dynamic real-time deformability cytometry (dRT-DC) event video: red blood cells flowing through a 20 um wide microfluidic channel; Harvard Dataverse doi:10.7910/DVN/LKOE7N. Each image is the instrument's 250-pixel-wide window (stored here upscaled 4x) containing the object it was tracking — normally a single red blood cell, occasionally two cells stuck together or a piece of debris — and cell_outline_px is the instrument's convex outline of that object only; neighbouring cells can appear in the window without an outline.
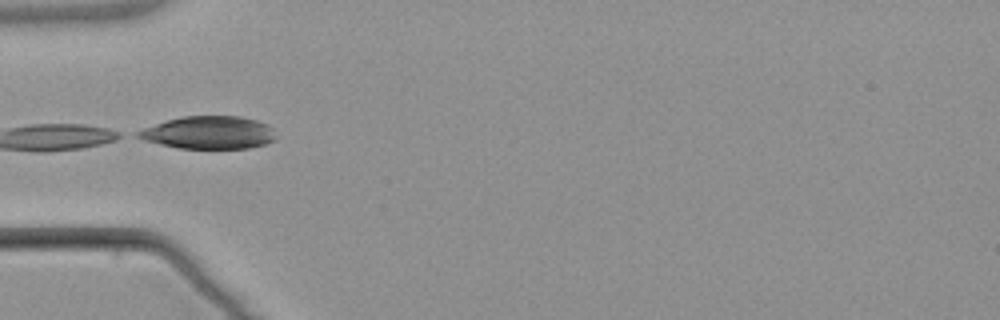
{"species": "common noctule bat (a hibernating species)", "species_latin": "Nyctalus noctula", "temperature_condition": "warm", "stored_images_in_passage": 5, "camera_frame_rate_fps": 3000, "um_per_image_px": 0.085, "animal": {"sex": "male", "body_mass_g": 21.5, "forearm_length_mm": 52.0}, "frame": {"image": 1, "passage_image": 4, "time_ms": 4.333, "image_size_px": [1000, 320], "cell_outline_px": [[276, 140], [264, 144], [248, 148], [180, 148], [160, 144], [144, 140], [136, 136], [136, 132], [144, 128], [168, 120], [184, 116], [240, 116], [256, 120], [268, 124], [272, 128], [276, 136]], "centroid_in_image_um": [17.79, 11.27], "position_along_channel_um": 67.2, "area_um2": 26.13}}
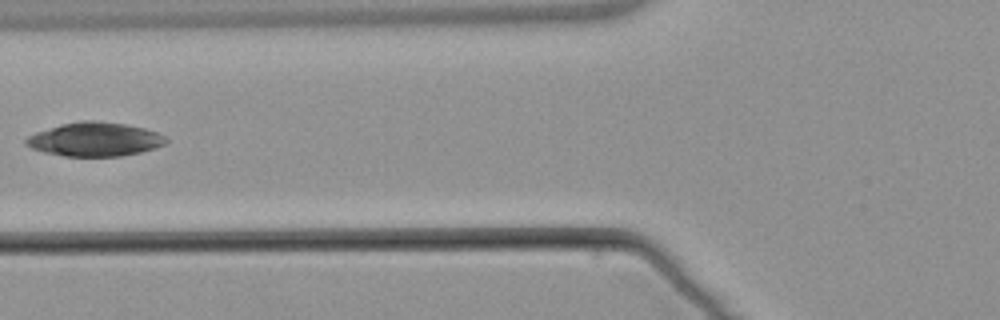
{"frame": {"image": 2, "passage_image": 5, "time_ms": 5.667, "image_size_px": [1000, 320], "cell_outline_px": [[168, 140], [164, 144], [140, 152], [120, 156], [64, 156], [44, 152], [32, 148], [24, 144], [24, 140], [28, 136], [36, 132], [60, 124], [84, 120], [96, 120], [124, 124], [144, 128], [156, 132], [164, 136]], "centroid_in_image_um": [8.02, 11.84], "position_along_channel_um": 117.8, "area_um2": 27.46}}